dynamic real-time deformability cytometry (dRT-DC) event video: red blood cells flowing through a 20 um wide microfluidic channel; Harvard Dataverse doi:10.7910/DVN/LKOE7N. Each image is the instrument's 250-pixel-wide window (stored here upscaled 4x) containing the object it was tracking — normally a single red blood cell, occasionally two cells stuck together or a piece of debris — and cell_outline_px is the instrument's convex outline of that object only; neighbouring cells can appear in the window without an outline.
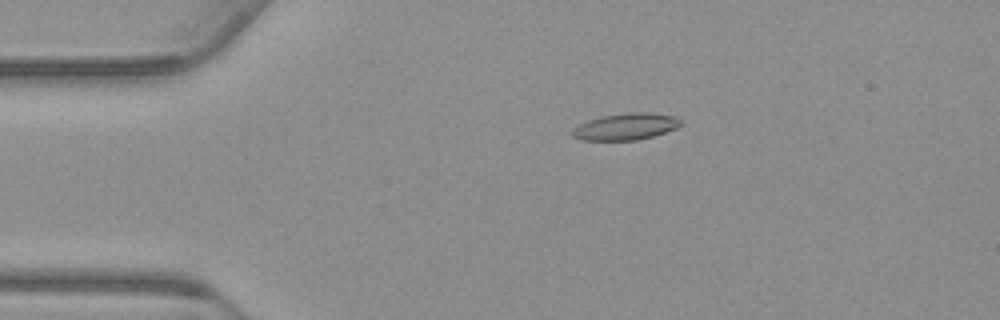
{"species": "common noctule bat (a hibernating species)", "species_latin": "Nyctalus noctula", "temperature_condition": "warm", "stored_images_in_passage": 55, "camera_frame_rate_fps": 3000, "um_per_image_px": 0.085, "animal": {"sex": "male", "body_mass_g": 23.1, "forearm_length_mm": 52.7}, "frame": {"image": 1, "passage_image": 11, "time_ms": 3.333, "image_size_px": [1000, 320], "cell_outline_px": [[680, 124], [676, 128], [652, 136], [636, 140], [580, 140], [572, 136], [572, 128], [588, 120], [600, 116], [624, 112], [648, 112], [676, 116], [680, 120]], "centroid_in_image_um": [53.15, 10.75], "position_along_channel_um": 31.9, "area_um2": 16.88}}
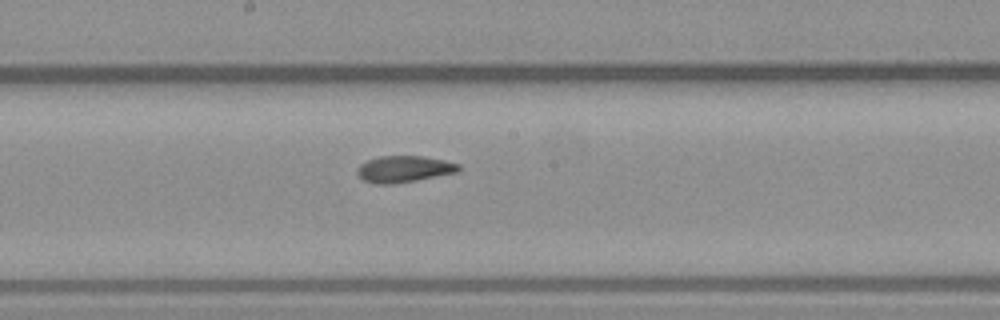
{"frame": {"image": 2, "passage_image": 29, "time_ms": 9.333, "image_size_px": [1000, 320], "cell_outline_px": [[460, 168], [456, 172], [416, 180], [388, 184], [376, 184], [364, 180], [356, 172], [356, 168], [360, 164], [368, 160], [380, 156], [424, 156], [444, 160], [460, 164]], "centroid_in_image_um": [34.32, 14.36], "position_along_channel_um": 213.9, "area_um2": 15.49}}
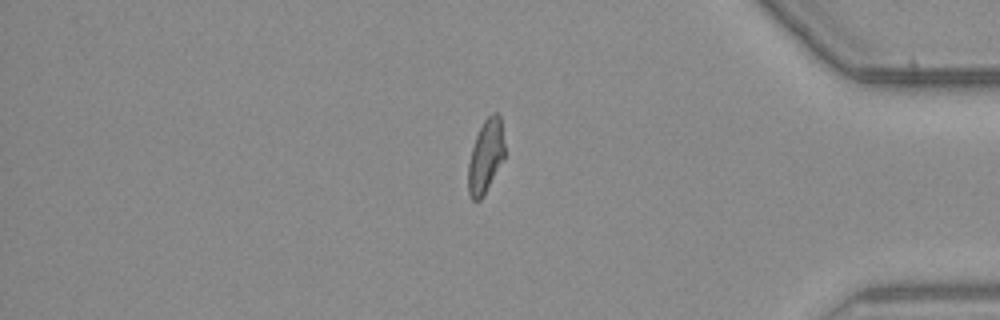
{"frame": {"image": 3, "passage_image": 46, "time_ms": 15.0, "image_size_px": [1000, 320], "cell_outline_px": [[504, 160], [480, 200], [472, 200], [468, 192], [468, 164], [472, 148], [476, 136], [484, 120], [492, 112], [496, 112], [500, 116], [504, 144]], "centroid_in_image_um": [41.28, 13.28], "position_along_channel_um": 393.9, "area_um2": 15.43}, "authors_computed_cell_mechanics": {"area_um2": 16.184, "velocity_mm_per_s": 3.7502, "shape_relaxation_time_tau1_ms": null, "shape_relaxation_time_tau2_ms": 4.6525, "deformation_change_tau1": null, "deformation_change_tau2": 0.1159}}